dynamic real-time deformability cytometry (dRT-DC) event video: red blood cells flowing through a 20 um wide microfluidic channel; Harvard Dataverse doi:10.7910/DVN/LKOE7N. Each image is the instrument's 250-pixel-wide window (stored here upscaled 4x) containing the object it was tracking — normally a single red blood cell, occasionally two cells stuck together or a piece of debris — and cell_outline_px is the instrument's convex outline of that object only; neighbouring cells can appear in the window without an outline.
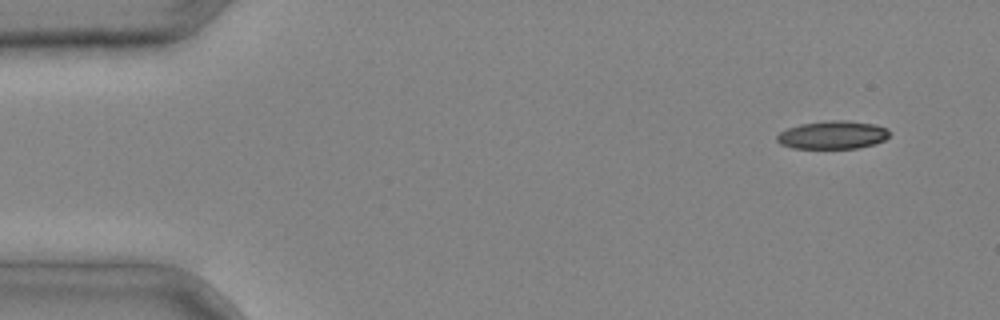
{"species": "common noctule bat (a hibernating species)", "species_latin": "Nyctalus noctula", "temperature_condition": "cold", "stored_images_in_passage": 3, "camera_frame_rate_fps": 3000, "um_per_image_px": 0.085, "animal": {"sex": "male", "body_mass_g": 20.4}, "frame": {"image": 1, "passage_image": 1, "time_ms": 0.0, "image_size_px": [1000, 320], "cell_outline_px": [[888, 136], [884, 140], [872, 144], [856, 148], [792, 148], [780, 144], [776, 140], [776, 136], [780, 132], [788, 128], [800, 124], [832, 120], [848, 120], [872, 124], [888, 128]], "centroid_in_image_um": [70.74, 11.47], "position_along_channel_um": 14.3, "area_um2": 18.26}}